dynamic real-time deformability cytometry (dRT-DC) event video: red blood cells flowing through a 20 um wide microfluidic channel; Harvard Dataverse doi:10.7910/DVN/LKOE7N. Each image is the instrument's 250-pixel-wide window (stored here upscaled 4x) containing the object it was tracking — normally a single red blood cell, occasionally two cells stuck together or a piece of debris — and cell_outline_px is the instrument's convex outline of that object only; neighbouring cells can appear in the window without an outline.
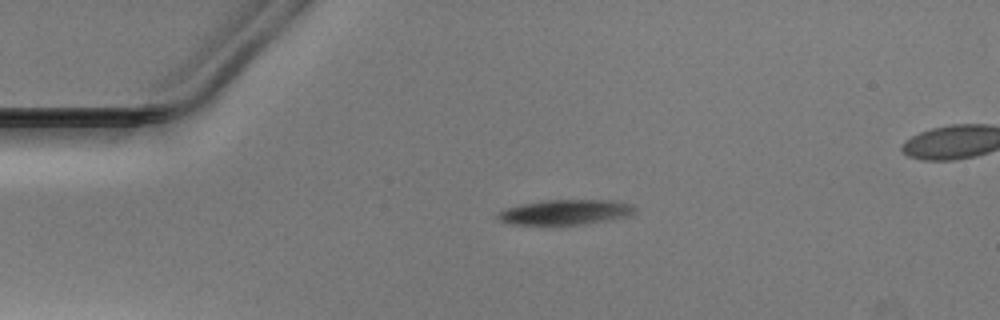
{"species": "Egyptian fruit bat (a non-hibernating species)", "species_latin": "Rousettus aegyptiacus", "temperature_condition": "warm", "stored_images_in_passage": 41, "camera_frame_rate_fps": 3000, "um_per_image_px": 0.085, "animal": {"sex": "male"}, "frame": {"image": 1, "passage_image": 1, "time_ms": 0.0, "image_size_px": [1000, 320], "cell_outline_px": [[636, 212], [632, 216], [612, 220], [584, 224], [552, 228], [512, 224], [500, 220], [496, 216], [500, 212], [508, 208], [520, 204], [544, 200], [608, 200], [628, 204], [636, 208]], "centroid_in_image_um": [48.05, 18.09], "position_along_channel_um": 36.9, "area_um2": 20.92}}
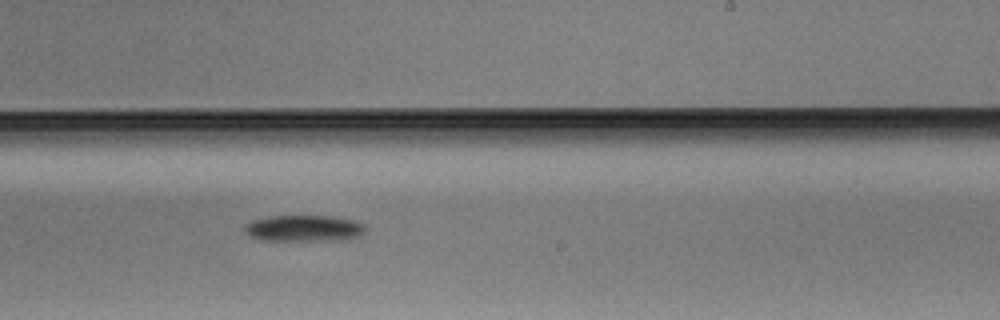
{"frame": {"image": 2, "passage_image": 21, "time_ms": 6.667, "image_size_px": [1000, 320], "cell_outline_px": [[364, 232], [360, 236], [348, 240], [260, 240], [248, 236], [244, 232], [244, 228], [252, 220], [268, 216], [332, 216], [356, 220], [364, 224]], "centroid_in_image_um": [25.85, 19.41], "position_along_channel_um": 263.2, "area_um2": 18.73}}
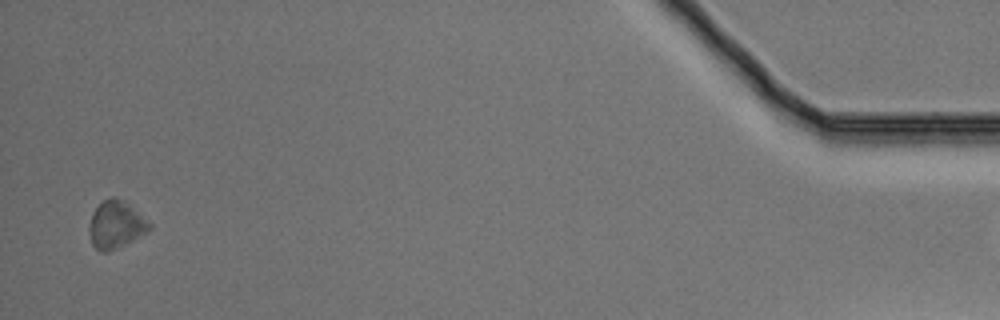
{"frame": {"image": 3, "passage_image": 40, "time_ms": 13.0, "image_size_px": [1000, 320], "cell_outline_px": [[152, 228], [148, 232], [108, 252], [100, 252], [92, 244], [88, 232], [88, 224], [92, 212], [108, 196], [112, 196], [148, 220], [152, 224]], "centroid_in_image_um": [9.8, 19.14], "position_along_channel_um": 425.4, "area_um2": 16.3}}